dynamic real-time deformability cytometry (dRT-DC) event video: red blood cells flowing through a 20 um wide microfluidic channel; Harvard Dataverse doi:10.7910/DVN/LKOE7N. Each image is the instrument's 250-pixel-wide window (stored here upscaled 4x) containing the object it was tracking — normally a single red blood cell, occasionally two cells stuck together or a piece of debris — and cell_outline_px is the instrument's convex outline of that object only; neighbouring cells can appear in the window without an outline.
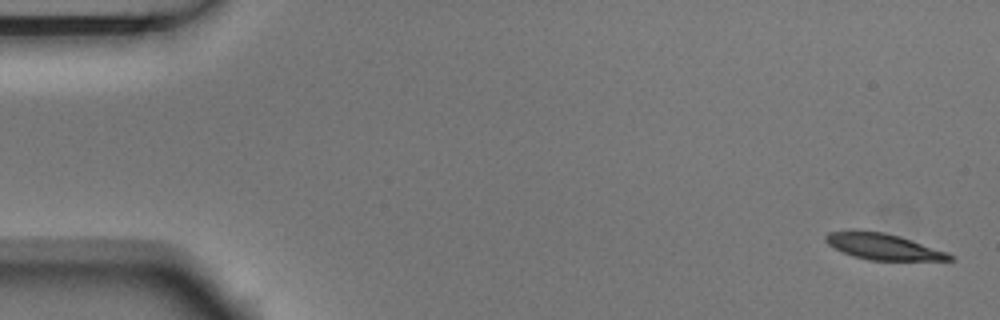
{"species": "Egyptian fruit bat (a non-hibernating species)", "species_latin": "Rousettus aegyptiacus", "temperature_condition": "room temperature", "stored_images_in_passage": 5, "camera_frame_rate_fps": 3000, "um_per_image_px": 0.085, "animal": {"sex": "male"}, "frame": {"image": 1, "passage_image": 1, "time_ms": 0.0, "image_size_px": [1000, 320], "cell_outline_px": [[956, 260], [868, 260], [852, 256], [828, 244], [824, 240], [824, 236], [828, 232], [884, 232], [900, 236], [948, 252]], "centroid_in_image_um": [75.12, 20.98], "position_along_channel_um": 9.9, "area_um2": 18.38}}
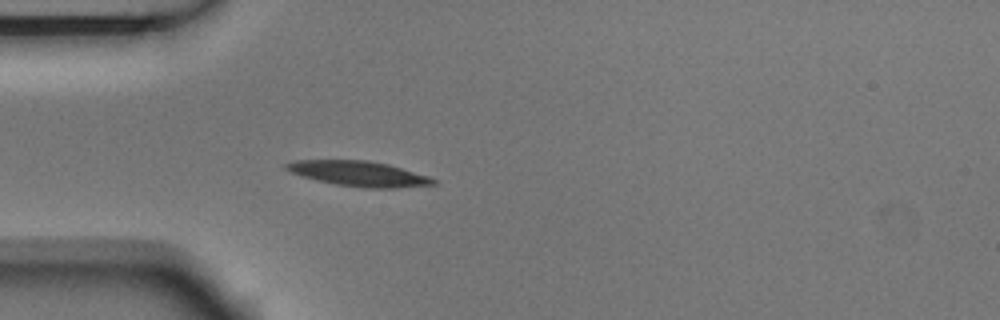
{"frame": {"image": 2, "passage_image": 5, "time_ms": 1.333, "image_size_px": [1000, 320], "cell_outline_px": [[436, 184], [396, 188], [364, 188], [336, 184], [316, 180], [300, 176], [284, 168], [284, 164], [292, 160], [368, 160], [388, 164], [432, 176], [436, 180]], "centroid_in_image_um": [30.52, 14.76], "position_along_channel_um": 54.5, "area_um2": 21.79}}